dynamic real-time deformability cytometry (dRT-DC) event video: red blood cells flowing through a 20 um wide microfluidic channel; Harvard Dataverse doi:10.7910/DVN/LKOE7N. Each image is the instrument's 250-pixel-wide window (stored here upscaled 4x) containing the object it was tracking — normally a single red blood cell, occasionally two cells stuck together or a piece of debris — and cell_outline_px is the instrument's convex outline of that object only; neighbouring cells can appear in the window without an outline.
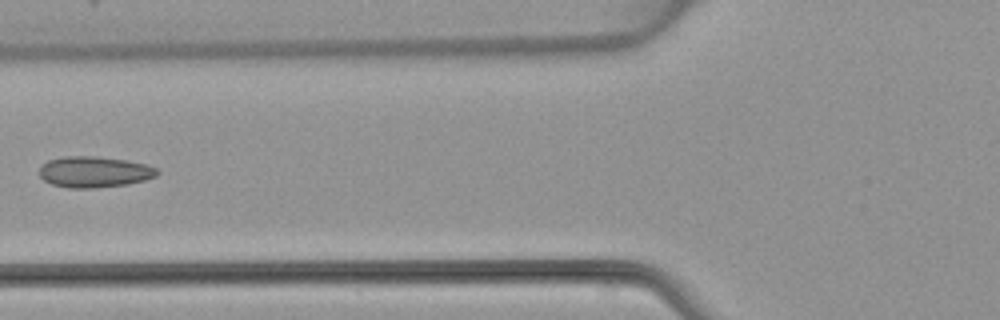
{"species": "common noctule bat (a hibernating species)", "species_latin": "Nyctalus noctula", "temperature_condition": "warm", "stored_images_in_passage": 6, "camera_frame_rate_fps": 3000, "um_per_image_px": 0.085, "animal": {"sex": "female", "body_mass_g": 22.7, "forearm_length_mm": 54.2}, "frame": {"image": 1, "passage_image": 6, "time_ms": 6.0, "image_size_px": [1000, 320], "cell_outline_px": [[160, 172], [156, 176], [144, 180], [128, 184], [92, 188], [68, 188], [52, 184], [44, 180], [40, 176], [40, 168], [48, 160], [64, 156], [96, 156], [128, 160], [148, 164], [156, 168]], "centroid_in_image_um": [8.04, 14.6], "position_along_channel_um": 117.8, "area_um2": 21.39}}